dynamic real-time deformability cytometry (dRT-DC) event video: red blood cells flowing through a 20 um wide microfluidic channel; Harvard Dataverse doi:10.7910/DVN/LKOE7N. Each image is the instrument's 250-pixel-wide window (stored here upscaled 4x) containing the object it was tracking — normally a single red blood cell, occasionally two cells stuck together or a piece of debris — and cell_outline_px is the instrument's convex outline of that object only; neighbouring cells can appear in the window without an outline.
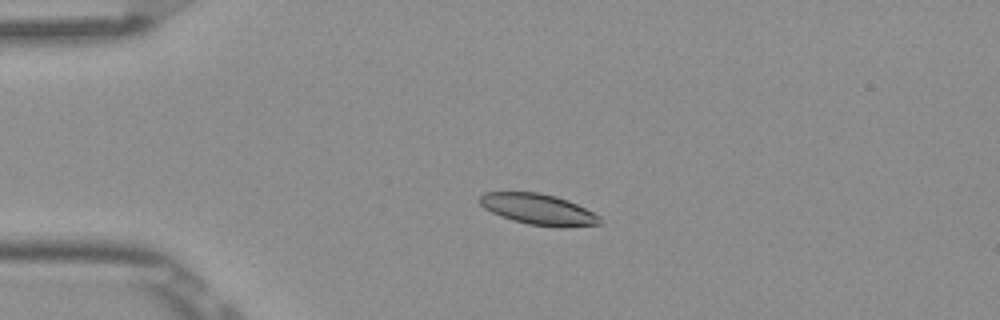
{"species": "Egyptian fruit bat (a non-hibernating species)", "species_latin": "Rousettus aegyptiacus", "temperature_condition": "room temperature", "stored_images_in_passage": 3, "camera_frame_rate_fps": 3000, "um_per_image_px": 0.085, "frame": {"image": 1, "passage_image": 1, "time_ms": 0.0, "image_size_px": [1000, 320], "cell_outline_px": [[600, 224], [560, 228], [528, 224], [512, 220], [500, 216], [484, 208], [476, 200], [484, 192], [540, 192], [556, 196], [568, 200], [600, 216]], "centroid_in_image_um": [45.72, 17.79], "position_along_channel_um": 39.3, "area_um2": 21.73}}
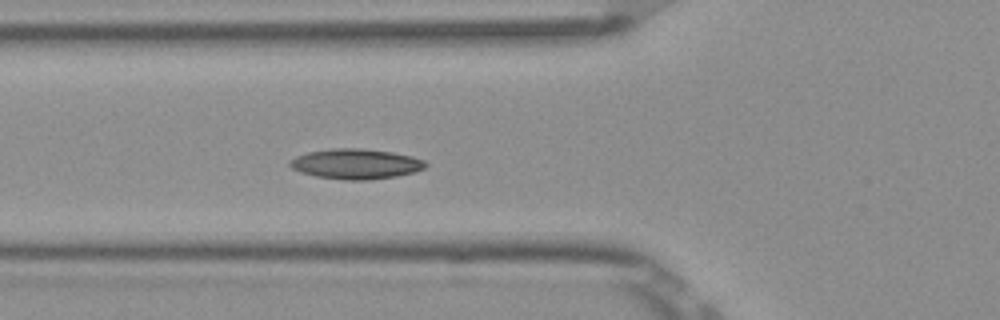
{"frame": {"image": 2, "passage_image": 3, "time_ms": 0.667, "image_size_px": [1000, 320], "cell_outline_px": [[428, 164], [424, 168], [412, 172], [396, 176], [368, 180], [344, 180], [316, 176], [300, 172], [292, 168], [288, 164], [288, 160], [296, 156], [308, 152], [332, 148], [364, 148], [392, 152], [412, 156], [424, 160]], "centroid_in_image_um": [30.22, 13.92], "position_along_channel_um": 95.6, "area_um2": 23.93}}